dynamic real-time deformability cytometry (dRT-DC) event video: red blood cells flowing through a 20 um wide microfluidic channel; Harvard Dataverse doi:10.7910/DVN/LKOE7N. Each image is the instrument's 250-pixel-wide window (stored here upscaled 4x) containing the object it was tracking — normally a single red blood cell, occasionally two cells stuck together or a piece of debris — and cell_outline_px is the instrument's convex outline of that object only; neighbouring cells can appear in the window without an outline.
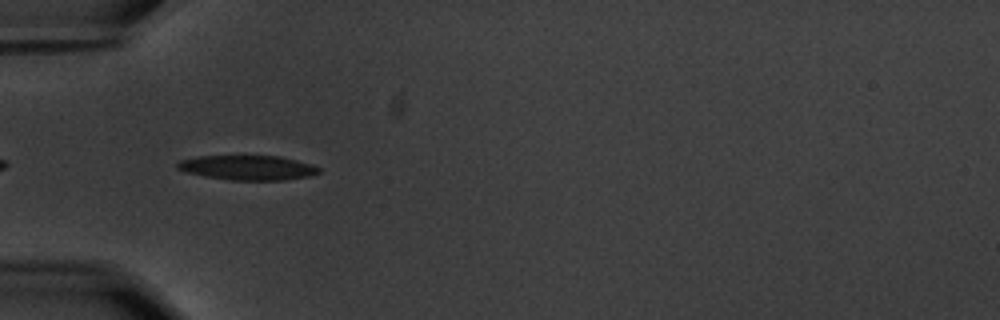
{"species": "common noctule bat (a hibernating species)", "species_latin": "Nyctalus noctula", "temperature_condition": "warm", "stored_images_in_passage": 13, "camera_frame_rate_fps": 3000, "um_per_image_px": 0.085, "animal": {"sex": "male", "body_mass_g": 20.1, "forearm_length_mm": 53.5}, "frame": {"image": 1, "passage_image": 3, "time_ms": 0.667, "image_size_px": [1000, 320], "cell_outline_px": [[320, 172], [308, 176], [284, 180], [232, 180], [204, 176], [184, 172], [176, 168], [176, 164], [180, 160], [196, 156], [280, 156], [312, 164], [320, 168]], "centroid_in_image_um": [21.02, 14.25], "position_along_channel_um": 64.0, "area_um2": 20.35}}
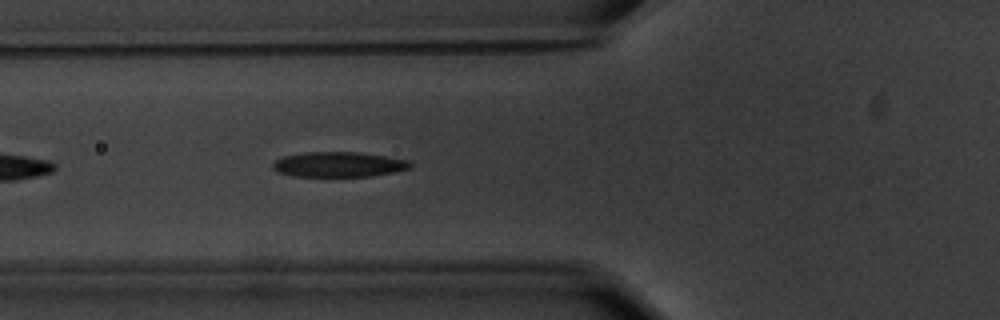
{"frame": {"image": 2, "passage_image": 6, "time_ms": 1.667, "image_size_px": [1000, 320], "cell_outline_px": [[412, 168], [392, 172], [368, 176], [296, 176], [276, 172], [272, 168], [272, 164], [276, 160], [284, 156], [304, 152], [356, 152], [384, 156], [408, 160], [412, 164]], "centroid_in_image_um": [28.76, 13.97], "position_along_channel_um": 97.0, "area_um2": 19.94}}
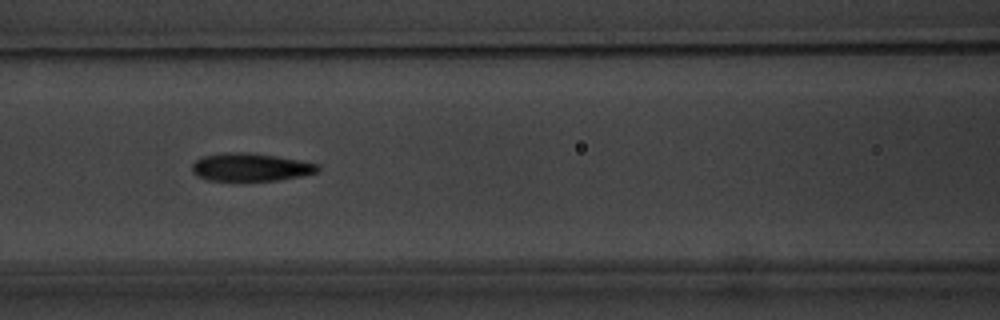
{"frame": {"image": 3, "passage_image": 10, "time_ms": 3.0, "image_size_px": [1000, 320], "cell_outline_px": [[320, 168], [316, 172], [300, 176], [276, 180], [208, 180], [196, 176], [192, 172], [192, 164], [200, 156], [224, 152], [252, 152], [276, 156], [316, 164]], "centroid_in_image_um": [21.21, 14.19], "position_along_channel_um": 145.4, "area_um2": 20.35}}